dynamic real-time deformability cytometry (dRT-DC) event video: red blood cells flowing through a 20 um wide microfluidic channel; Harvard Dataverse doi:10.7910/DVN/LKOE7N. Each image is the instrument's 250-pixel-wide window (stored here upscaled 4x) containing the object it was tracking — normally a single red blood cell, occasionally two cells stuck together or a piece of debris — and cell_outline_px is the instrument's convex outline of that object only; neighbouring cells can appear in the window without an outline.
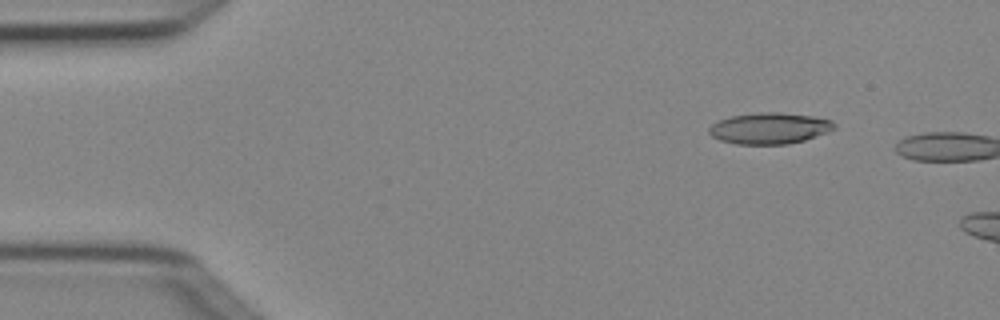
{"species": "Egyptian fruit bat (a non-hibernating species)", "species_latin": "Rousettus aegyptiacus", "temperature_condition": "cold", "stored_images_in_passage": 3, "camera_frame_rate_fps": 3000, "um_per_image_px": 0.085, "animal": {"sex": "female"}, "frame": {"image": 1, "passage_image": 2, "time_ms": 0.333, "image_size_px": [1000, 320], "cell_outline_px": [[836, 128], [828, 132], [804, 140], [788, 144], [736, 144], [720, 140], [712, 136], [708, 132], [708, 128], [712, 124], [720, 120], [732, 116], [756, 112], [780, 112], [812, 116], [832, 120], [836, 124]], "centroid_in_image_um": [65.42, 10.9], "position_along_channel_um": 19.6, "area_um2": 22.83}}